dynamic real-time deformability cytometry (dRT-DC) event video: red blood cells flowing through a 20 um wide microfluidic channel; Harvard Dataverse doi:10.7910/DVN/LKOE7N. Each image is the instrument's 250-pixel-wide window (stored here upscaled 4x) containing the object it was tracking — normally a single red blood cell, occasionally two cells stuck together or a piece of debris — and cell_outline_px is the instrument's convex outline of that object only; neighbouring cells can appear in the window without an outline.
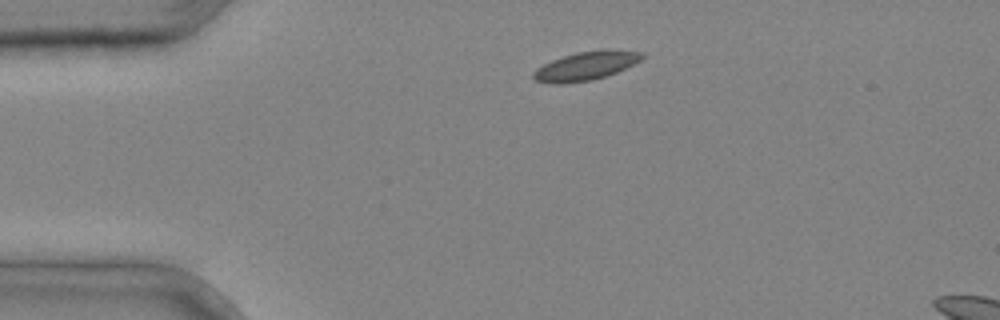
{"species": "common noctule bat (a hibernating species)", "species_latin": "Nyctalus noctula", "temperature_condition": "cold", "stored_images_in_passage": 5, "camera_frame_rate_fps": 3000, "um_per_image_px": 0.085, "animal": {"sex": "male", "body_mass_g": 20.4}, "frame": {"image": 1, "passage_image": 5, "time_ms": 1.333, "image_size_px": [1000, 320], "cell_outline_px": [[644, 56], [640, 60], [616, 72], [592, 80], [560, 84], [552, 84], [536, 80], [532, 76], [532, 72], [536, 68], [552, 60], [576, 52], [644, 52]], "centroid_in_image_um": [49.68, 5.66], "position_along_channel_um": 35.3, "area_um2": 17.17}}